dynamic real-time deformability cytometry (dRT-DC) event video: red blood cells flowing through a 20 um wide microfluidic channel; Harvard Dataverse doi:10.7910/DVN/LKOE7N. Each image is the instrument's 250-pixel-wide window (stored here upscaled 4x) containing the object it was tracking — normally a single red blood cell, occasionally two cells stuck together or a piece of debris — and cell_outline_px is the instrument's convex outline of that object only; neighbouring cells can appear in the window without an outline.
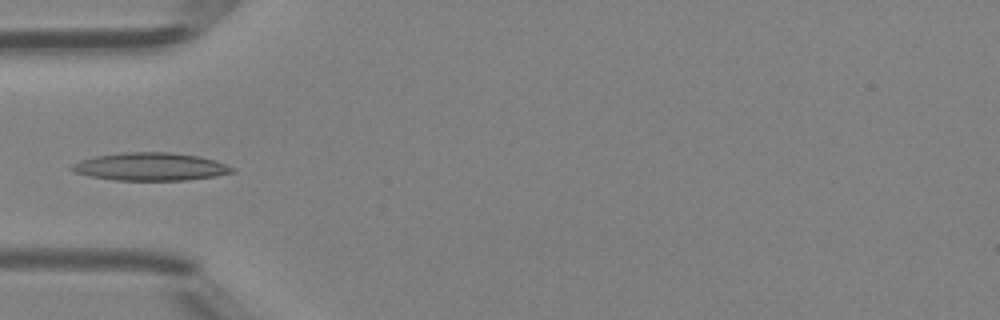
{"species": "Egyptian fruit bat (a non-hibernating species)", "species_latin": "Rousettus aegyptiacus", "temperature_condition": "room temperature", "stored_images_in_passage": 5, "camera_frame_rate_fps": 3000, "um_per_image_px": 0.085, "animal": {"sex": "female"}, "frame": {"image": 1, "passage_image": 4, "time_ms": 4.333, "image_size_px": [1000, 320], "cell_outline_px": [[236, 172], [216, 176], [184, 180], [116, 180], [88, 176], [76, 172], [68, 168], [72, 164], [80, 160], [96, 156], [124, 152], [172, 152], [200, 156], [216, 160], [236, 168]], "centroid_in_image_um": [12.83, 14.16], "position_along_channel_um": 72.2, "area_um2": 26.24}}
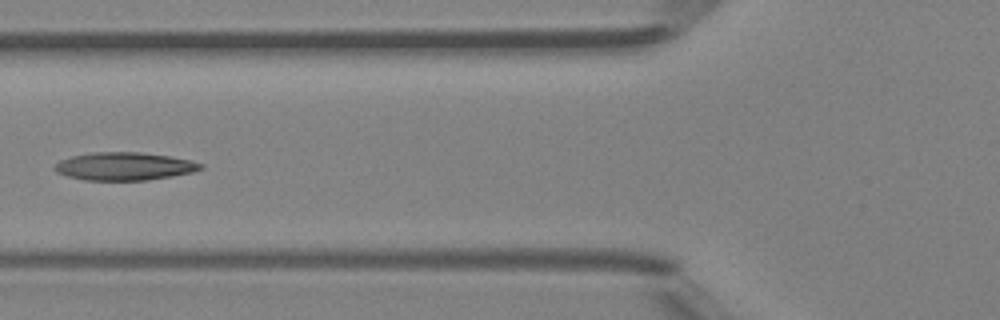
{"frame": {"image": 2, "passage_image": 5, "time_ms": 5.333, "image_size_px": [1000, 320], "cell_outline_px": [[204, 168], [192, 172], [172, 176], [148, 180], [84, 180], [68, 176], [56, 172], [52, 168], [60, 160], [72, 156], [92, 152], [140, 152], [168, 156], [188, 160], [204, 164]], "centroid_in_image_um": [10.55, 14.13], "position_along_channel_um": 115.2, "area_um2": 23.7}}